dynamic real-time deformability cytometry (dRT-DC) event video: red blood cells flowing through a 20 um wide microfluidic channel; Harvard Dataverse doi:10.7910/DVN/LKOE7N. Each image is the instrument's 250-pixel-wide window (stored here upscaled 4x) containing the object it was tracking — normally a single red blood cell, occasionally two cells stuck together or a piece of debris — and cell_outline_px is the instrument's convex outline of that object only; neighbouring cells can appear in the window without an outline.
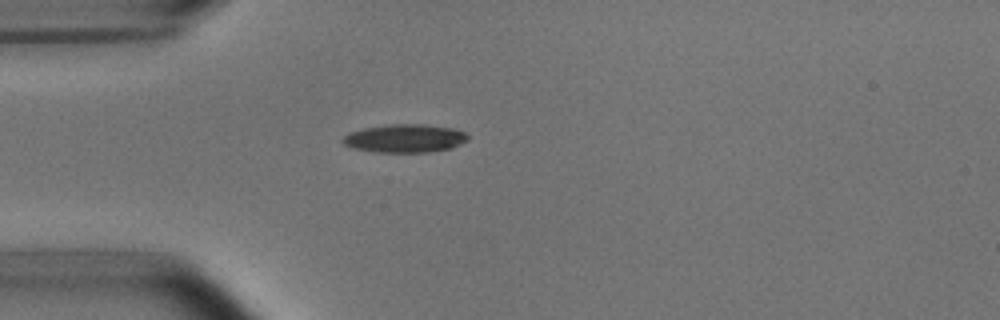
{"species": "common noctule bat (a hibernating species)", "species_latin": "Nyctalus noctula", "temperature_condition": "room temperature", "stored_images_in_passage": 4, "camera_frame_rate_fps": 3000, "um_per_image_px": 0.085, "animal": {"sex": "male", "body_mass_g": 15.6}, "frame": {"image": 1, "passage_image": 4, "time_ms": 3.333, "image_size_px": [1000, 320], "cell_outline_px": [[468, 140], [452, 148], [428, 152], [372, 152], [352, 148], [344, 144], [340, 140], [348, 132], [364, 128], [388, 124], [424, 124], [452, 128], [464, 132], [468, 136]], "centroid_in_image_um": [34.38, 11.76], "position_along_channel_um": 50.6, "area_um2": 20.75}}